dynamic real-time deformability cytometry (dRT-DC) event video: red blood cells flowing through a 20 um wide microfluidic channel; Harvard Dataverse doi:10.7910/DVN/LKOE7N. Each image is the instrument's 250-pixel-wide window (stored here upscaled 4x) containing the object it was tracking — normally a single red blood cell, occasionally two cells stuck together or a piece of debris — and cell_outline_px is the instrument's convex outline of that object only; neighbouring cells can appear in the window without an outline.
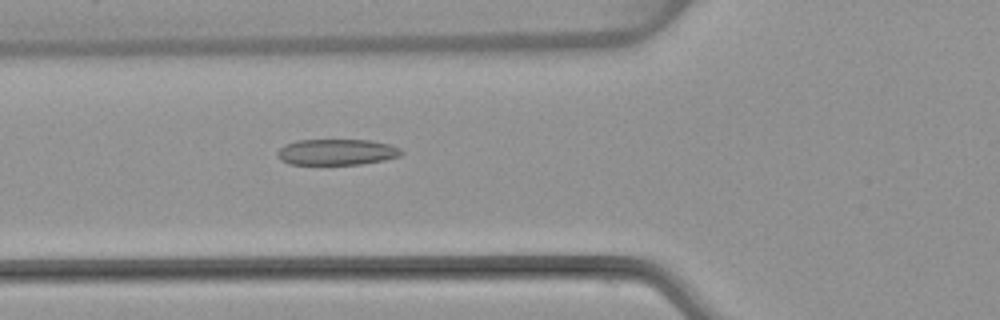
{"species": "common noctule bat (a hibernating species)", "species_latin": "Nyctalus noctula", "temperature_condition": "warm", "stored_images_in_passage": 52, "camera_frame_rate_fps": 3000, "um_per_image_px": 0.085, "animal": {"sex": "female", "body_mass_g": 22.7, "forearm_length_mm": 54.2}, "frame": {"image": 1, "passage_image": 19, "time_ms": 6.0, "image_size_px": [1000, 320], "cell_outline_px": [[404, 152], [400, 156], [384, 160], [360, 164], [288, 164], [280, 160], [276, 156], [276, 152], [284, 144], [296, 140], [372, 140], [392, 144], [400, 148]], "centroid_in_image_um": [28.62, 12.92], "position_along_channel_um": 97.2, "area_um2": 19.02}}
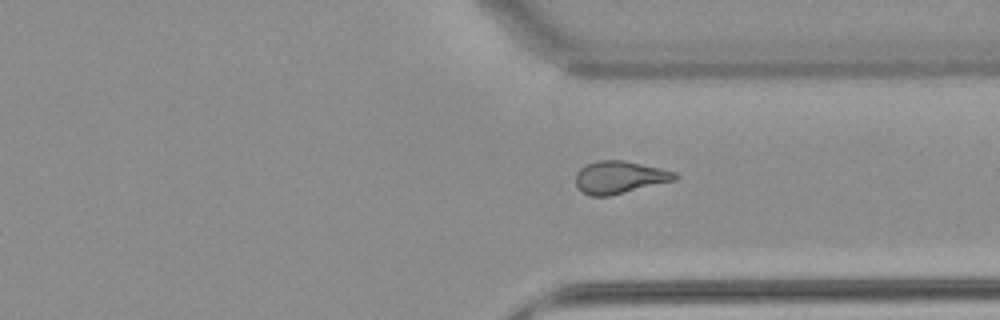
{"frame": {"image": 2, "passage_image": 39, "time_ms": 12.667, "image_size_px": [1000, 320], "cell_outline_px": [[680, 176], [676, 180], [612, 196], [588, 196], [576, 184], [576, 172], [580, 168], [588, 164], [600, 160], [624, 160], [660, 168], [676, 172]], "centroid_in_image_um": [52.7, 15.08], "position_along_channel_um": 358.7, "area_um2": 18.9}}
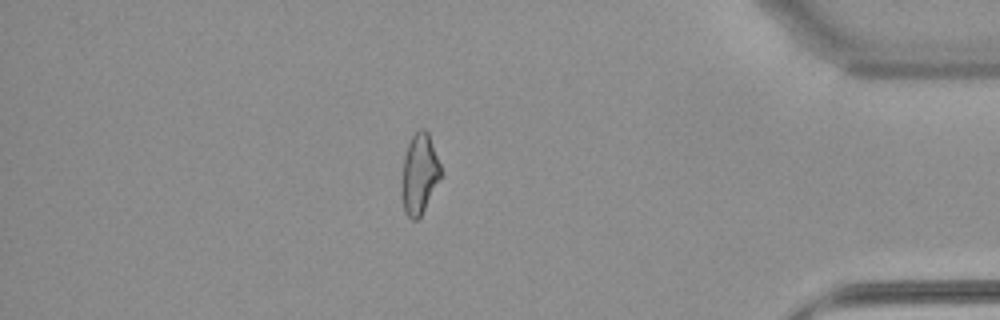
{"frame": {"image": 3, "passage_image": 45, "time_ms": 14.667, "image_size_px": [1000, 320], "cell_outline_px": [[440, 176], [420, 216], [416, 220], [412, 220], [404, 212], [400, 196], [400, 180], [404, 156], [408, 144], [412, 136], [420, 128], [424, 128], [428, 132], [440, 164]], "centroid_in_image_um": [35.58, 14.78], "position_along_channel_um": 399.6, "area_um2": 18.21}, "authors_computed_cell_mechanics": {"area_um2": 19.3341, "velocity_mm_per_s": 3.9185, "shape_relaxation_time_tau1_ms": null, "shape_relaxation_time_tau2_ms": 2.3796, "deformation_change_tau1": null, "deformation_change_tau2": 0.0898}}